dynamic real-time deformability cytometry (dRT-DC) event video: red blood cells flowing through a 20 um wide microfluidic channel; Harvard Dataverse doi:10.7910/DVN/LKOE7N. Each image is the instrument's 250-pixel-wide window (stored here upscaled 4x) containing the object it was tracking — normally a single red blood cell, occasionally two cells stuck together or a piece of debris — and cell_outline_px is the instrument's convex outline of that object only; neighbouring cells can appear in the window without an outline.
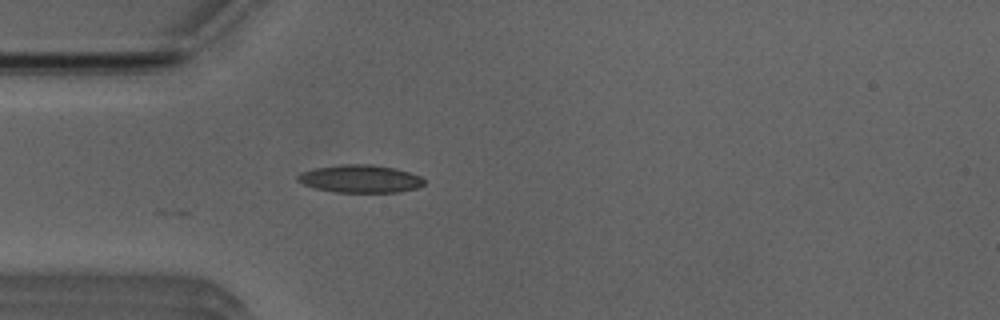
{"species": "Egyptian fruit bat (a non-hibernating species)", "species_latin": "Rousettus aegyptiacus", "temperature_condition": "room temperature", "stored_images_in_passage": 39, "camera_frame_rate_fps": 3000, "um_per_image_px": 0.085, "animal": {"sex": "male"}, "frame": {"image": 1, "passage_image": 1, "time_ms": 0.0, "image_size_px": [1000, 320], "cell_outline_px": [[424, 184], [416, 188], [396, 192], [336, 192], [316, 188], [304, 184], [296, 180], [296, 176], [304, 172], [316, 168], [340, 164], [372, 164], [392, 168], [408, 172], [420, 176], [424, 180]], "centroid_in_image_um": [30.61, 15.19], "position_along_channel_um": 54.4, "area_um2": 20.17}}
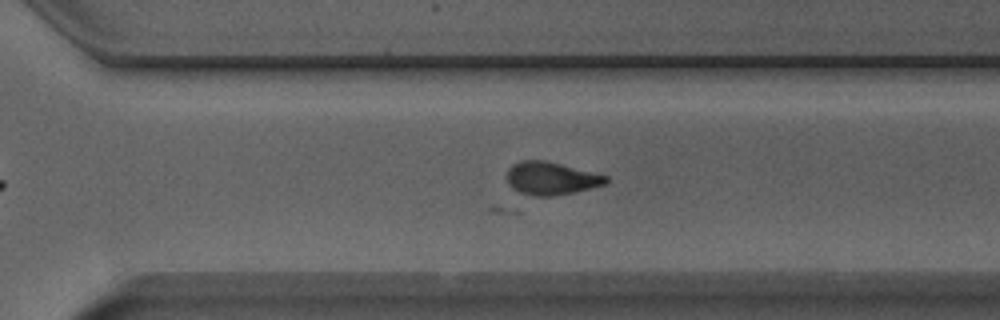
{"frame": {"image": 2, "passage_image": 22, "time_ms": 7.0, "image_size_px": [1000, 320], "cell_outline_px": [[608, 180], [604, 184], [572, 192], [552, 196], [532, 196], [520, 192], [512, 188], [508, 184], [508, 168], [512, 164], [520, 160], [544, 160], [608, 176]], "centroid_in_image_um": [46.79, 15.15], "position_along_channel_um": 323.8, "area_um2": 18.67}}